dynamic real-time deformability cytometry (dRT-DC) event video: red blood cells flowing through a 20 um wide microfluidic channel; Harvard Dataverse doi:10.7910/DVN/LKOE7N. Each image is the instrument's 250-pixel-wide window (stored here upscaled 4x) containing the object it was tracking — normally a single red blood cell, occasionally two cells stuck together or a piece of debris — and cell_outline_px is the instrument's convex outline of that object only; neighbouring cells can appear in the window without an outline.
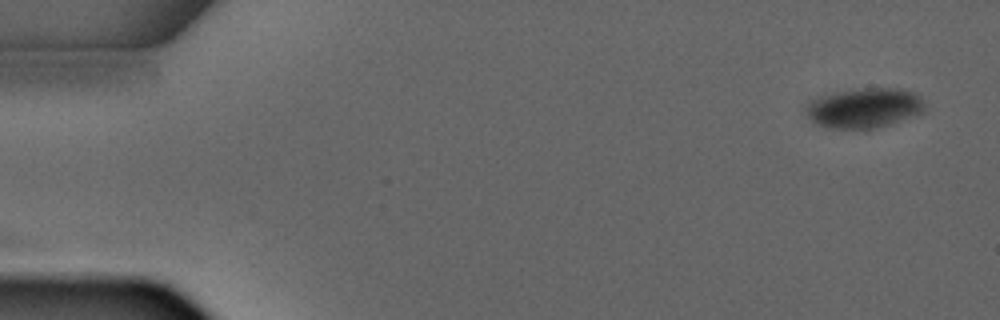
{"species": "common noctule bat (a hibernating species)", "species_latin": "Nyctalus noctula", "temperature_condition": "warm", "stored_images_in_passage": 4, "camera_frame_rate_fps": 3000, "um_per_image_px": 0.085, "animal": {"sex": "male", "forearm_length_mm": 52.5}, "frame": {"image": 1, "passage_image": 1, "time_ms": 0.0, "image_size_px": [1000, 320], "cell_outline_px": [[924, 112], [876, 128], [828, 128], [812, 120], [804, 112], [804, 104], [808, 100], [820, 96], [840, 92], [864, 88], [900, 88], [912, 92], [920, 96], [924, 104]], "centroid_in_image_um": [73.43, 9.16], "position_along_channel_um": 11.6, "area_um2": 27.4}}
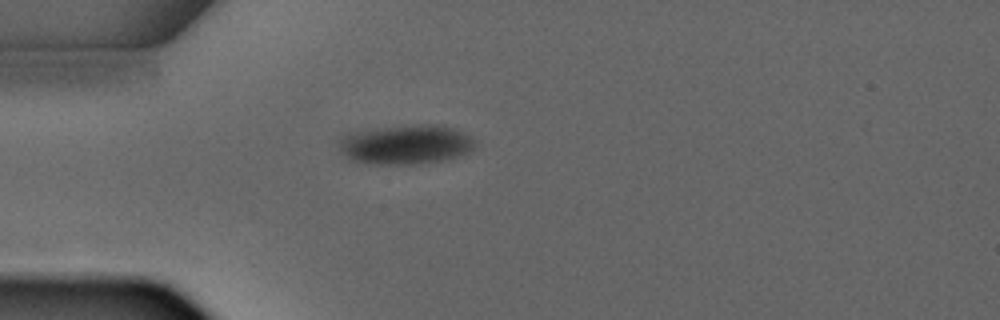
{"frame": {"image": 2, "passage_image": 4, "time_ms": 3.333, "image_size_px": [1000, 320], "cell_outline_px": [[476, 148], [460, 156], [448, 160], [416, 164], [372, 164], [352, 160], [340, 152], [340, 136], [352, 132], [376, 128], [420, 124], [436, 124], [452, 128], [472, 136], [476, 140]], "centroid_in_image_um": [34.54, 12.29], "position_along_channel_um": 50.5, "area_um2": 31.62}}